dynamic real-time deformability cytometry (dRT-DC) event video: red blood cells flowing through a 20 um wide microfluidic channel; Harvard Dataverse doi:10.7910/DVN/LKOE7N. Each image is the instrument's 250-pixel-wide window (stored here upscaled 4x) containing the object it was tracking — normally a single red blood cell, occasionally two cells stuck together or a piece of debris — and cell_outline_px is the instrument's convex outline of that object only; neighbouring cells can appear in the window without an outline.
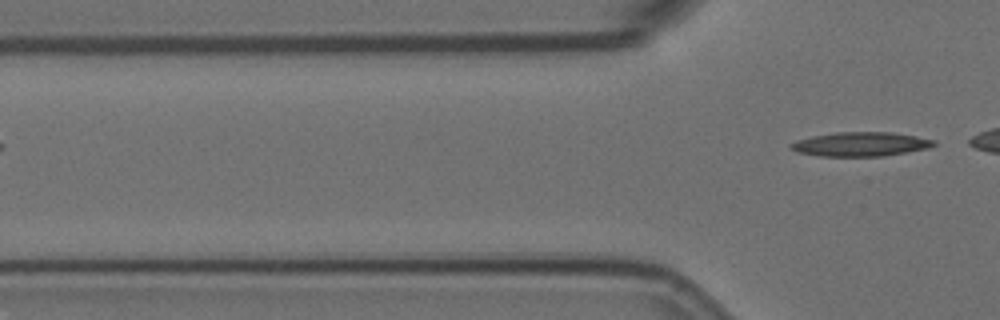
{"species": "Egyptian fruit bat (a non-hibernating species)", "species_latin": "Rousettus aegyptiacus", "temperature_condition": "room temperature", "stored_images_in_passage": 3, "segment_of_instrument_passage": [2, 2], "camera_frame_rate_fps": 3000, "um_per_image_px": 0.085, "animal": {"sex": "female"}, "frame": {"image": 1, "passage_image": 3, "time_ms": 0.667, "image_size_px": [1000, 320], "cell_outline_px": [[936, 144], [928, 148], [884, 156], [820, 156], [796, 152], [788, 148], [788, 144], [796, 140], [812, 136], [836, 132], [892, 132], [916, 136], [936, 140]], "centroid_in_image_um": [73.11, 12.25], "position_along_channel_um": 52.7, "area_um2": 20.29}}